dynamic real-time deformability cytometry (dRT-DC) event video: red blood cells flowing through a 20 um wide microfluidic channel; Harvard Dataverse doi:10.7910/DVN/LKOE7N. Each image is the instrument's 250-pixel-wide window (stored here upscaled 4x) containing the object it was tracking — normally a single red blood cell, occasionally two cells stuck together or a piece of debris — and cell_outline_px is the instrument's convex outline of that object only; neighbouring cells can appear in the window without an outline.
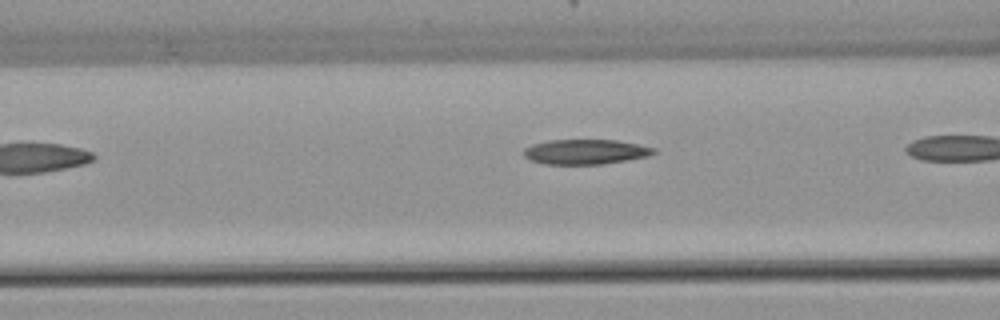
{"species": "common noctule bat (a hibernating species)", "species_latin": "Nyctalus noctula", "temperature_condition": "warm", "stored_images_in_passage": 4, "segment_of_instrument_passage": [2, 2], "camera_frame_rate_fps": 3000, "um_per_image_px": 0.085, "animal": {"sex": "female", "body_mass_g": 22.7, "forearm_length_mm": 54.2}, "frame": {"image": 1, "passage_image": 4, "time_ms": 3.667, "image_size_px": [1000, 320], "cell_outline_px": [[656, 152], [648, 156], [600, 164], [544, 164], [532, 160], [524, 156], [524, 148], [532, 144], [548, 140], [616, 140], [656, 148]], "centroid_in_image_um": [49.74, 12.89], "position_along_channel_um": 116.9, "area_um2": 18.67}}